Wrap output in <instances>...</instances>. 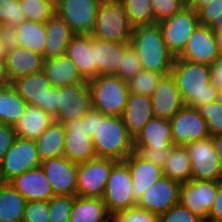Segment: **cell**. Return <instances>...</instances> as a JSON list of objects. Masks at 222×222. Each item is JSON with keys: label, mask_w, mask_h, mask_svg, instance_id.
<instances>
[{"label": "cell", "mask_w": 222, "mask_h": 222, "mask_svg": "<svg viewBox=\"0 0 222 222\" xmlns=\"http://www.w3.org/2000/svg\"><path fill=\"white\" fill-rule=\"evenodd\" d=\"M170 74L185 106L198 109L216 100L217 88L211 83L209 65L175 58Z\"/></svg>", "instance_id": "1"}, {"label": "cell", "mask_w": 222, "mask_h": 222, "mask_svg": "<svg viewBox=\"0 0 222 222\" xmlns=\"http://www.w3.org/2000/svg\"><path fill=\"white\" fill-rule=\"evenodd\" d=\"M130 43L142 69L170 74L175 56L165 45L158 23L133 27Z\"/></svg>", "instance_id": "2"}, {"label": "cell", "mask_w": 222, "mask_h": 222, "mask_svg": "<svg viewBox=\"0 0 222 222\" xmlns=\"http://www.w3.org/2000/svg\"><path fill=\"white\" fill-rule=\"evenodd\" d=\"M92 140L97 157L124 161L134 152V137L121 116H106L98 111V127Z\"/></svg>", "instance_id": "3"}, {"label": "cell", "mask_w": 222, "mask_h": 222, "mask_svg": "<svg viewBox=\"0 0 222 222\" xmlns=\"http://www.w3.org/2000/svg\"><path fill=\"white\" fill-rule=\"evenodd\" d=\"M92 108L106 116H122L130 91L116 75H101L88 81Z\"/></svg>", "instance_id": "4"}, {"label": "cell", "mask_w": 222, "mask_h": 222, "mask_svg": "<svg viewBox=\"0 0 222 222\" xmlns=\"http://www.w3.org/2000/svg\"><path fill=\"white\" fill-rule=\"evenodd\" d=\"M133 27L119 0H102L91 36L108 41H131Z\"/></svg>", "instance_id": "5"}, {"label": "cell", "mask_w": 222, "mask_h": 222, "mask_svg": "<svg viewBox=\"0 0 222 222\" xmlns=\"http://www.w3.org/2000/svg\"><path fill=\"white\" fill-rule=\"evenodd\" d=\"M102 200L112 216L136 206L130 169L124 161L112 167Z\"/></svg>", "instance_id": "6"}, {"label": "cell", "mask_w": 222, "mask_h": 222, "mask_svg": "<svg viewBox=\"0 0 222 222\" xmlns=\"http://www.w3.org/2000/svg\"><path fill=\"white\" fill-rule=\"evenodd\" d=\"M117 162L115 159L97 157L77 164L76 196L102 199L112 167Z\"/></svg>", "instance_id": "7"}, {"label": "cell", "mask_w": 222, "mask_h": 222, "mask_svg": "<svg viewBox=\"0 0 222 222\" xmlns=\"http://www.w3.org/2000/svg\"><path fill=\"white\" fill-rule=\"evenodd\" d=\"M158 24L165 45L177 57L185 48L194 29L199 25L198 14L193 8L186 6Z\"/></svg>", "instance_id": "8"}, {"label": "cell", "mask_w": 222, "mask_h": 222, "mask_svg": "<svg viewBox=\"0 0 222 222\" xmlns=\"http://www.w3.org/2000/svg\"><path fill=\"white\" fill-rule=\"evenodd\" d=\"M222 180H195L181 184L179 204L191 210L196 216L208 222Z\"/></svg>", "instance_id": "9"}, {"label": "cell", "mask_w": 222, "mask_h": 222, "mask_svg": "<svg viewBox=\"0 0 222 222\" xmlns=\"http://www.w3.org/2000/svg\"><path fill=\"white\" fill-rule=\"evenodd\" d=\"M58 104L54 121L65 124L84 117L92 109L88 81L58 87Z\"/></svg>", "instance_id": "10"}, {"label": "cell", "mask_w": 222, "mask_h": 222, "mask_svg": "<svg viewBox=\"0 0 222 222\" xmlns=\"http://www.w3.org/2000/svg\"><path fill=\"white\" fill-rule=\"evenodd\" d=\"M102 0H57L56 14L75 34L91 35Z\"/></svg>", "instance_id": "11"}, {"label": "cell", "mask_w": 222, "mask_h": 222, "mask_svg": "<svg viewBox=\"0 0 222 222\" xmlns=\"http://www.w3.org/2000/svg\"><path fill=\"white\" fill-rule=\"evenodd\" d=\"M41 165L35 140L16 137L0 162L1 176L4 182Z\"/></svg>", "instance_id": "12"}, {"label": "cell", "mask_w": 222, "mask_h": 222, "mask_svg": "<svg viewBox=\"0 0 222 222\" xmlns=\"http://www.w3.org/2000/svg\"><path fill=\"white\" fill-rule=\"evenodd\" d=\"M190 156L192 179L222 180V164L215 153L212 136L185 145Z\"/></svg>", "instance_id": "13"}, {"label": "cell", "mask_w": 222, "mask_h": 222, "mask_svg": "<svg viewBox=\"0 0 222 222\" xmlns=\"http://www.w3.org/2000/svg\"><path fill=\"white\" fill-rule=\"evenodd\" d=\"M169 122L174 146H185L210 136L207 122L197 108L184 105Z\"/></svg>", "instance_id": "14"}, {"label": "cell", "mask_w": 222, "mask_h": 222, "mask_svg": "<svg viewBox=\"0 0 222 222\" xmlns=\"http://www.w3.org/2000/svg\"><path fill=\"white\" fill-rule=\"evenodd\" d=\"M55 196H76L77 164L67 157L46 159L40 165Z\"/></svg>", "instance_id": "15"}, {"label": "cell", "mask_w": 222, "mask_h": 222, "mask_svg": "<svg viewBox=\"0 0 222 222\" xmlns=\"http://www.w3.org/2000/svg\"><path fill=\"white\" fill-rule=\"evenodd\" d=\"M180 186L178 182L163 175L142 193L136 206L160 216L178 204Z\"/></svg>", "instance_id": "16"}, {"label": "cell", "mask_w": 222, "mask_h": 222, "mask_svg": "<svg viewBox=\"0 0 222 222\" xmlns=\"http://www.w3.org/2000/svg\"><path fill=\"white\" fill-rule=\"evenodd\" d=\"M219 52L215 32L210 26L198 25L183 51L175 58L211 66Z\"/></svg>", "instance_id": "17"}, {"label": "cell", "mask_w": 222, "mask_h": 222, "mask_svg": "<svg viewBox=\"0 0 222 222\" xmlns=\"http://www.w3.org/2000/svg\"><path fill=\"white\" fill-rule=\"evenodd\" d=\"M64 125L66 134L63 156L76 164L97 158L92 137L88 136L82 118H75Z\"/></svg>", "instance_id": "18"}, {"label": "cell", "mask_w": 222, "mask_h": 222, "mask_svg": "<svg viewBox=\"0 0 222 222\" xmlns=\"http://www.w3.org/2000/svg\"><path fill=\"white\" fill-rule=\"evenodd\" d=\"M130 41L116 42L91 36V51L94 57V78L101 75H116Z\"/></svg>", "instance_id": "19"}, {"label": "cell", "mask_w": 222, "mask_h": 222, "mask_svg": "<svg viewBox=\"0 0 222 222\" xmlns=\"http://www.w3.org/2000/svg\"><path fill=\"white\" fill-rule=\"evenodd\" d=\"M154 117L172 118L183 106L180 91L171 74L165 75L151 95Z\"/></svg>", "instance_id": "20"}, {"label": "cell", "mask_w": 222, "mask_h": 222, "mask_svg": "<svg viewBox=\"0 0 222 222\" xmlns=\"http://www.w3.org/2000/svg\"><path fill=\"white\" fill-rule=\"evenodd\" d=\"M9 183L27 201H48L55 196L41 166L23 172Z\"/></svg>", "instance_id": "21"}, {"label": "cell", "mask_w": 222, "mask_h": 222, "mask_svg": "<svg viewBox=\"0 0 222 222\" xmlns=\"http://www.w3.org/2000/svg\"><path fill=\"white\" fill-rule=\"evenodd\" d=\"M124 162L130 169L136 200L150 185L155 184L163 176L161 167L145 160L135 151L132 152Z\"/></svg>", "instance_id": "22"}, {"label": "cell", "mask_w": 222, "mask_h": 222, "mask_svg": "<svg viewBox=\"0 0 222 222\" xmlns=\"http://www.w3.org/2000/svg\"><path fill=\"white\" fill-rule=\"evenodd\" d=\"M43 64V55L21 46L6 52L5 66L11 82L17 78L42 71Z\"/></svg>", "instance_id": "23"}, {"label": "cell", "mask_w": 222, "mask_h": 222, "mask_svg": "<svg viewBox=\"0 0 222 222\" xmlns=\"http://www.w3.org/2000/svg\"><path fill=\"white\" fill-rule=\"evenodd\" d=\"M27 105H35L46 112L47 92L53 87L43 71L17 78L12 82Z\"/></svg>", "instance_id": "24"}, {"label": "cell", "mask_w": 222, "mask_h": 222, "mask_svg": "<svg viewBox=\"0 0 222 222\" xmlns=\"http://www.w3.org/2000/svg\"><path fill=\"white\" fill-rule=\"evenodd\" d=\"M46 40L44 58L63 56L71 39L76 35L56 13L45 22Z\"/></svg>", "instance_id": "25"}, {"label": "cell", "mask_w": 222, "mask_h": 222, "mask_svg": "<svg viewBox=\"0 0 222 222\" xmlns=\"http://www.w3.org/2000/svg\"><path fill=\"white\" fill-rule=\"evenodd\" d=\"M122 119L128 132L135 135L154 117L151 96L130 92Z\"/></svg>", "instance_id": "26"}, {"label": "cell", "mask_w": 222, "mask_h": 222, "mask_svg": "<svg viewBox=\"0 0 222 222\" xmlns=\"http://www.w3.org/2000/svg\"><path fill=\"white\" fill-rule=\"evenodd\" d=\"M134 147H174L169 119L151 118L135 135Z\"/></svg>", "instance_id": "27"}, {"label": "cell", "mask_w": 222, "mask_h": 222, "mask_svg": "<svg viewBox=\"0 0 222 222\" xmlns=\"http://www.w3.org/2000/svg\"><path fill=\"white\" fill-rule=\"evenodd\" d=\"M42 71L53 87H61L86 81L78 73L73 61L66 55L44 58Z\"/></svg>", "instance_id": "28"}, {"label": "cell", "mask_w": 222, "mask_h": 222, "mask_svg": "<svg viewBox=\"0 0 222 222\" xmlns=\"http://www.w3.org/2000/svg\"><path fill=\"white\" fill-rule=\"evenodd\" d=\"M54 121V117L35 105H27L14 125L16 137L36 140Z\"/></svg>", "instance_id": "29"}, {"label": "cell", "mask_w": 222, "mask_h": 222, "mask_svg": "<svg viewBox=\"0 0 222 222\" xmlns=\"http://www.w3.org/2000/svg\"><path fill=\"white\" fill-rule=\"evenodd\" d=\"M65 55L75 64L80 76L89 81L94 78V57L91 35L76 34L68 44Z\"/></svg>", "instance_id": "30"}, {"label": "cell", "mask_w": 222, "mask_h": 222, "mask_svg": "<svg viewBox=\"0 0 222 222\" xmlns=\"http://www.w3.org/2000/svg\"><path fill=\"white\" fill-rule=\"evenodd\" d=\"M111 217L101 198L74 196L69 222H106Z\"/></svg>", "instance_id": "31"}, {"label": "cell", "mask_w": 222, "mask_h": 222, "mask_svg": "<svg viewBox=\"0 0 222 222\" xmlns=\"http://www.w3.org/2000/svg\"><path fill=\"white\" fill-rule=\"evenodd\" d=\"M66 128L63 123L53 121L35 140L40 161L63 156Z\"/></svg>", "instance_id": "32"}, {"label": "cell", "mask_w": 222, "mask_h": 222, "mask_svg": "<svg viewBox=\"0 0 222 222\" xmlns=\"http://www.w3.org/2000/svg\"><path fill=\"white\" fill-rule=\"evenodd\" d=\"M27 200L9 183L0 187V222H22Z\"/></svg>", "instance_id": "33"}, {"label": "cell", "mask_w": 222, "mask_h": 222, "mask_svg": "<svg viewBox=\"0 0 222 222\" xmlns=\"http://www.w3.org/2000/svg\"><path fill=\"white\" fill-rule=\"evenodd\" d=\"M163 175L179 184L192 180L190 156L185 146H174L162 166Z\"/></svg>", "instance_id": "34"}, {"label": "cell", "mask_w": 222, "mask_h": 222, "mask_svg": "<svg viewBox=\"0 0 222 222\" xmlns=\"http://www.w3.org/2000/svg\"><path fill=\"white\" fill-rule=\"evenodd\" d=\"M27 104L11 84L0 88V123L13 126L23 115Z\"/></svg>", "instance_id": "35"}, {"label": "cell", "mask_w": 222, "mask_h": 222, "mask_svg": "<svg viewBox=\"0 0 222 222\" xmlns=\"http://www.w3.org/2000/svg\"><path fill=\"white\" fill-rule=\"evenodd\" d=\"M16 33L21 47L44 56L46 40L45 23L25 20L16 26Z\"/></svg>", "instance_id": "36"}, {"label": "cell", "mask_w": 222, "mask_h": 222, "mask_svg": "<svg viewBox=\"0 0 222 222\" xmlns=\"http://www.w3.org/2000/svg\"><path fill=\"white\" fill-rule=\"evenodd\" d=\"M132 27L154 24L151 0H119Z\"/></svg>", "instance_id": "37"}, {"label": "cell", "mask_w": 222, "mask_h": 222, "mask_svg": "<svg viewBox=\"0 0 222 222\" xmlns=\"http://www.w3.org/2000/svg\"><path fill=\"white\" fill-rule=\"evenodd\" d=\"M168 74L142 69L135 76L126 81L130 92L151 96L160 80Z\"/></svg>", "instance_id": "38"}, {"label": "cell", "mask_w": 222, "mask_h": 222, "mask_svg": "<svg viewBox=\"0 0 222 222\" xmlns=\"http://www.w3.org/2000/svg\"><path fill=\"white\" fill-rule=\"evenodd\" d=\"M26 20L45 23L55 13V2L51 0H19Z\"/></svg>", "instance_id": "39"}, {"label": "cell", "mask_w": 222, "mask_h": 222, "mask_svg": "<svg viewBox=\"0 0 222 222\" xmlns=\"http://www.w3.org/2000/svg\"><path fill=\"white\" fill-rule=\"evenodd\" d=\"M74 196H53L48 200L49 222H69Z\"/></svg>", "instance_id": "40"}, {"label": "cell", "mask_w": 222, "mask_h": 222, "mask_svg": "<svg viewBox=\"0 0 222 222\" xmlns=\"http://www.w3.org/2000/svg\"><path fill=\"white\" fill-rule=\"evenodd\" d=\"M26 20L19 0H0V24L18 26Z\"/></svg>", "instance_id": "41"}, {"label": "cell", "mask_w": 222, "mask_h": 222, "mask_svg": "<svg viewBox=\"0 0 222 222\" xmlns=\"http://www.w3.org/2000/svg\"><path fill=\"white\" fill-rule=\"evenodd\" d=\"M206 120L210 136L222 134V105L216 100L198 108Z\"/></svg>", "instance_id": "42"}, {"label": "cell", "mask_w": 222, "mask_h": 222, "mask_svg": "<svg viewBox=\"0 0 222 222\" xmlns=\"http://www.w3.org/2000/svg\"><path fill=\"white\" fill-rule=\"evenodd\" d=\"M142 70L139 56L132 45H130L122 56V61L118 67L116 76L122 80L127 81L128 79L135 76L139 71Z\"/></svg>", "instance_id": "43"}, {"label": "cell", "mask_w": 222, "mask_h": 222, "mask_svg": "<svg viewBox=\"0 0 222 222\" xmlns=\"http://www.w3.org/2000/svg\"><path fill=\"white\" fill-rule=\"evenodd\" d=\"M151 5L154 12V23H159L186 7L181 0H151Z\"/></svg>", "instance_id": "44"}, {"label": "cell", "mask_w": 222, "mask_h": 222, "mask_svg": "<svg viewBox=\"0 0 222 222\" xmlns=\"http://www.w3.org/2000/svg\"><path fill=\"white\" fill-rule=\"evenodd\" d=\"M115 222H159V215L138 206L116 213Z\"/></svg>", "instance_id": "45"}, {"label": "cell", "mask_w": 222, "mask_h": 222, "mask_svg": "<svg viewBox=\"0 0 222 222\" xmlns=\"http://www.w3.org/2000/svg\"><path fill=\"white\" fill-rule=\"evenodd\" d=\"M48 201H27L22 222H49Z\"/></svg>", "instance_id": "46"}, {"label": "cell", "mask_w": 222, "mask_h": 222, "mask_svg": "<svg viewBox=\"0 0 222 222\" xmlns=\"http://www.w3.org/2000/svg\"><path fill=\"white\" fill-rule=\"evenodd\" d=\"M159 222H205L179 203L159 216Z\"/></svg>", "instance_id": "47"}, {"label": "cell", "mask_w": 222, "mask_h": 222, "mask_svg": "<svg viewBox=\"0 0 222 222\" xmlns=\"http://www.w3.org/2000/svg\"><path fill=\"white\" fill-rule=\"evenodd\" d=\"M199 25L211 26L222 15V0H213L198 11Z\"/></svg>", "instance_id": "48"}, {"label": "cell", "mask_w": 222, "mask_h": 222, "mask_svg": "<svg viewBox=\"0 0 222 222\" xmlns=\"http://www.w3.org/2000/svg\"><path fill=\"white\" fill-rule=\"evenodd\" d=\"M173 147L150 148V147H134L137 152L145 160L154 163L162 168L165 160L170 154Z\"/></svg>", "instance_id": "49"}, {"label": "cell", "mask_w": 222, "mask_h": 222, "mask_svg": "<svg viewBox=\"0 0 222 222\" xmlns=\"http://www.w3.org/2000/svg\"><path fill=\"white\" fill-rule=\"evenodd\" d=\"M0 43L3 45L6 52L13 51L20 46L16 33V26L0 24Z\"/></svg>", "instance_id": "50"}, {"label": "cell", "mask_w": 222, "mask_h": 222, "mask_svg": "<svg viewBox=\"0 0 222 222\" xmlns=\"http://www.w3.org/2000/svg\"><path fill=\"white\" fill-rule=\"evenodd\" d=\"M16 139L13 126L0 123V162Z\"/></svg>", "instance_id": "51"}, {"label": "cell", "mask_w": 222, "mask_h": 222, "mask_svg": "<svg viewBox=\"0 0 222 222\" xmlns=\"http://www.w3.org/2000/svg\"><path fill=\"white\" fill-rule=\"evenodd\" d=\"M211 72V83L217 88H222V52L214 59L212 65L210 66Z\"/></svg>", "instance_id": "52"}, {"label": "cell", "mask_w": 222, "mask_h": 222, "mask_svg": "<svg viewBox=\"0 0 222 222\" xmlns=\"http://www.w3.org/2000/svg\"><path fill=\"white\" fill-rule=\"evenodd\" d=\"M208 222H222V181L218 184L216 200L209 212Z\"/></svg>", "instance_id": "53"}, {"label": "cell", "mask_w": 222, "mask_h": 222, "mask_svg": "<svg viewBox=\"0 0 222 222\" xmlns=\"http://www.w3.org/2000/svg\"><path fill=\"white\" fill-rule=\"evenodd\" d=\"M58 87H52L47 92V98H46V112L51 115L52 117H55L57 111H58Z\"/></svg>", "instance_id": "54"}, {"label": "cell", "mask_w": 222, "mask_h": 222, "mask_svg": "<svg viewBox=\"0 0 222 222\" xmlns=\"http://www.w3.org/2000/svg\"><path fill=\"white\" fill-rule=\"evenodd\" d=\"M82 121L85 122L88 136L92 137L98 127V111L92 108L84 117H82Z\"/></svg>", "instance_id": "55"}, {"label": "cell", "mask_w": 222, "mask_h": 222, "mask_svg": "<svg viewBox=\"0 0 222 222\" xmlns=\"http://www.w3.org/2000/svg\"><path fill=\"white\" fill-rule=\"evenodd\" d=\"M12 82L9 79L5 61H0V88L10 86Z\"/></svg>", "instance_id": "56"}, {"label": "cell", "mask_w": 222, "mask_h": 222, "mask_svg": "<svg viewBox=\"0 0 222 222\" xmlns=\"http://www.w3.org/2000/svg\"><path fill=\"white\" fill-rule=\"evenodd\" d=\"M212 143L214 146L215 153L222 164V134L212 136Z\"/></svg>", "instance_id": "57"}, {"label": "cell", "mask_w": 222, "mask_h": 222, "mask_svg": "<svg viewBox=\"0 0 222 222\" xmlns=\"http://www.w3.org/2000/svg\"><path fill=\"white\" fill-rule=\"evenodd\" d=\"M212 1L213 0H193L189 7L193 8L197 12L202 6H205Z\"/></svg>", "instance_id": "58"}, {"label": "cell", "mask_w": 222, "mask_h": 222, "mask_svg": "<svg viewBox=\"0 0 222 222\" xmlns=\"http://www.w3.org/2000/svg\"><path fill=\"white\" fill-rule=\"evenodd\" d=\"M210 28L214 32L222 30V15L218 19H215L214 23L210 26Z\"/></svg>", "instance_id": "59"}, {"label": "cell", "mask_w": 222, "mask_h": 222, "mask_svg": "<svg viewBox=\"0 0 222 222\" xmlns=\"http://www.w3.org/2000/svg\"><path fill=\"white\" fill-rule=\"evenodd\" d=\"M219 51L222 52V30L215 32Z\"/></svg>", "instance_id": "60"}, {"label": "cell", "mask_w": 222, "mask_h": 222, "mask_svg": "<svg viewBox=\"0 0 222 222\" xmlns=\"http://www.w3.org/2000/svg\"><path fill=\"white\" fill-rule=\"evenodd\" d=\"M6 50L3 45L0 43V61H5Z\"/></svg>", "instance_id": "61"}, {"label": "cell", "mask_w": 222, "mask_h": 222, "mask_svg": "<svg viewBox=\"0 0 222 222\" xmlns=\"http://www.w3.org/2000/svg\"><path fill=\"white\" fill-rule=\"evenodd\" d=\"M216 101H217L220 105H222V88H221V89H217Z\"/></svg>", "instance_id": "62"}, {"label": "cell", "mask_w": 222, "mask_h": 222, "mask_svg": "<svg viewBox=\"0 0 222 222\" xmlns=\"http://www.w3.org/2000/svg\"><path fill=\"white\" fill-rule=\"evenodd\" d=\"M186 6H189L193 0H181Z\"/></svg>", "instance_id": "63"}, {"label": "cell", "mask_w": 222, "mask_h": 222, "mask_svg": "<svg viewBox=\"0 0 222 222\" xmlns=\"http://www.w3.org/2000/svg\"><path fill=\"white\" fill-rule=\"evenodd\" d=\"M4 183H5V182H4L3 179H2L1 171H0V187H1Z\"/></svg>", "instance_id": "64"}, {"label": "cell", "mask_w": 222, "mask_h": 222, "mask_svg": "<svg viewBox=\"0 0 222 222\" xmlns=\"http://www.w3.org/2000/svg\"><path fill=\"white\" fill-rule=\"evenodd\" d=\"M106 222H115L114 217L112 216L109 220H107Z\"/></svg>", "instance_id": "65"}]
</instances>
